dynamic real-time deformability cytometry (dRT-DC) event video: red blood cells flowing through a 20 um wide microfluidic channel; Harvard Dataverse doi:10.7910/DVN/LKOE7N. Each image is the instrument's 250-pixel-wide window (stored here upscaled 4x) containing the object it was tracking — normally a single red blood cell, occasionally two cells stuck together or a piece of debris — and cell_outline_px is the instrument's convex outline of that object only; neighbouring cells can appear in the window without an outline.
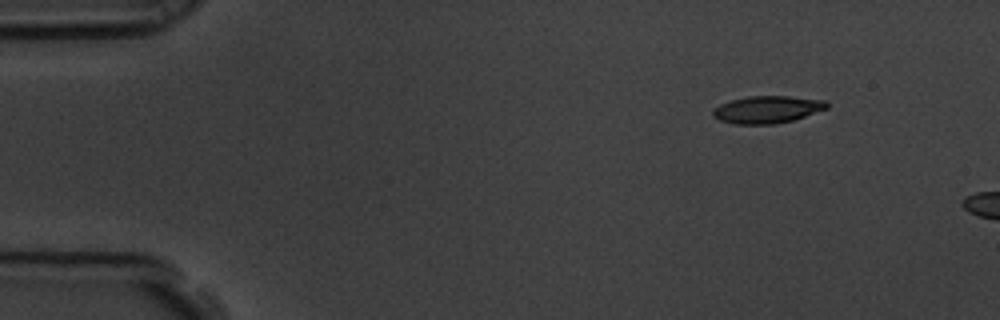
{"species": "common noctule bat (a hibernating species)", "species_latin": "Nyctalus noctula", "temperature_condition": "room temperature", "stored_images_in_passage": 3, "camera_frame_rate_fps": 3000, "um_per_image_px": 0.085, "animal": {"sex": "male", "body_mass_g": 19.5, "forearm_length_mm": 54.6}, "frame": {"image": 1, "passage_image": 1, "time_ms": 0.0, "image_size_px": [1000, 320], "cell_outline_px": [[828, 108], [792, 120], [776, 124], [736, 124], [720, 120], [712, 116], [712, 108], [720, 104], [732, 100], [748, 96], [788, 96], [824, 100], [828, 104]], "centroid_in_image_um": [65.18, 9.31], "position_along_channel_um": 19.8, "area_um2": 18.03}}